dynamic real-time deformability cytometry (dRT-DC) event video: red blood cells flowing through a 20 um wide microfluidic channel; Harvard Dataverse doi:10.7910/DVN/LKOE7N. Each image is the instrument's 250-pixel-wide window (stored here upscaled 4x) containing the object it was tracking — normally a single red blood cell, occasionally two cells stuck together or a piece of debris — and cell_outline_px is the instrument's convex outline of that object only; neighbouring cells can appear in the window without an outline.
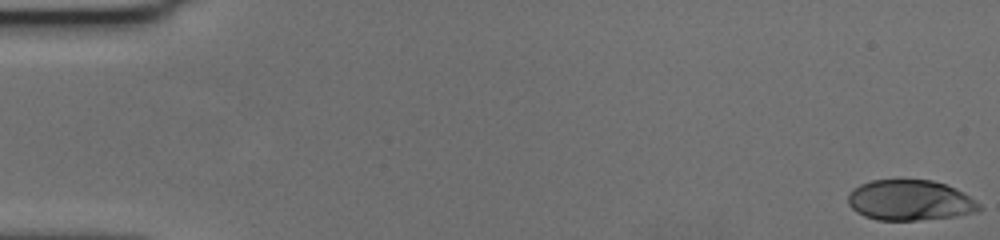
{"species": "human", "species_latin": "Homo sapiens", "temperature_condition": "cold", "stored_images_in_passage": 58, "camera_frame_rate_fps": 3000, "um_per_image_px": 0.085, "donor": {"sex": "female"}, "frame": {"image": 1, "passage_image": 1, "time_ms": 0.0, "image_size_px": [1000, 240], "cell_outline_px": [[984, 208], [976, 212], [956, 216], [916, 220], [876, 220], [864, 216], [856, 212], [848, 204], [848, 192], [852, 188], [860, 184], [872, 180], [932, 180], [956, 188], [976, 200]], "centroid_in_image_um": [77.34, 17.02], "position_along_channel_um": 7.7, "area_um2": 31.15}}
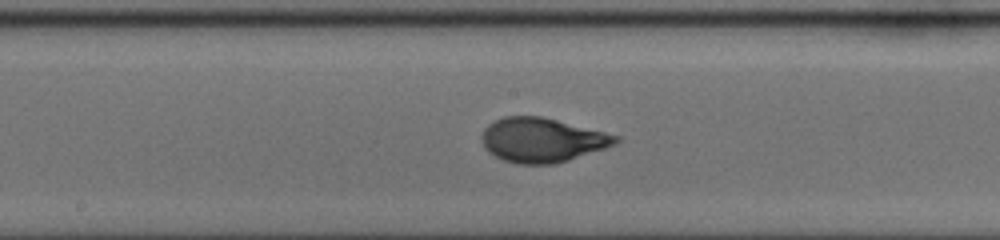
{"frame": {"image": 2, "passage_image": 31, "time_ms": 10.0, "image_size_px": [1000, 240], "cell_outline_px": [[620, 140], [616, 144], [556, 164], [516, 164], [504, 160], [488, 152], [484, 148], [480, 136], [484, 128], [488, 124], [504, 116], [540, 116], [620, 136]], "centroid_in_image_um": [46.04, 11.91], "position_along_channel_um": 202.2, "area_um2": 34.45}}
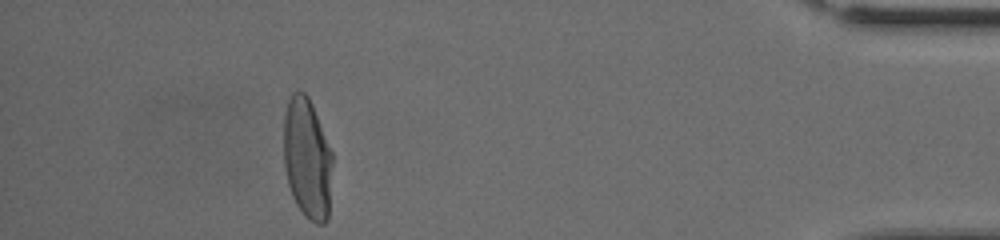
{"frame": {"image": 3, "passage_image": 53, "time_ms": 17.333, "image_size_px": [1000, 240], "cell_outline_px": [[332, 164], [328, 220], [324, 224], [316, 224], [304, 216], [296, 204], [292, 196], [288, 184], [284, 168], [284, 116], [288, 96], [292, 92], [304, 92], [308, 96], [312, 104], [332, 152]], "centroid_in_image_um": [26.1, 13.48], "position_along_channel_um": 409.1, "area_um2": 34.62}, "authors_computed_cell_mechanics": {"area_um2": 33.7552, "velocity_mm_per_s": 3.5757, "shape_relaxation_time_tau1_ms": 4.5664, "shape_relaxation_time_tau2_ms": null, "deformation_change_tau1": 0.2005, "deformation_change_tau2": null}}